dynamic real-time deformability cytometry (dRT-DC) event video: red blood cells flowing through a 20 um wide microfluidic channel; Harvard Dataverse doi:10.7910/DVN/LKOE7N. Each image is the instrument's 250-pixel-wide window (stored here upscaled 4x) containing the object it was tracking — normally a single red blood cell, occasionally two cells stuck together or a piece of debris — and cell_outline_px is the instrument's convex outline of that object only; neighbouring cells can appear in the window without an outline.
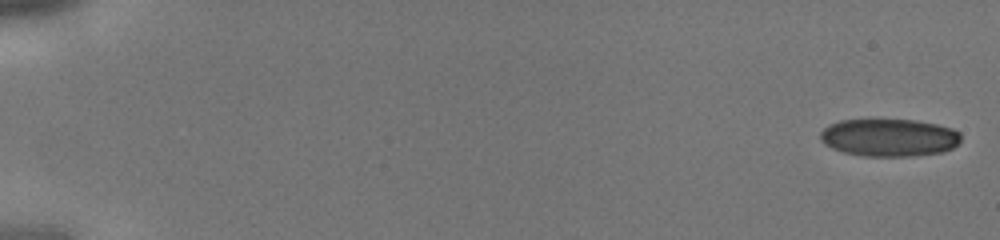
{"species": "human", "species_latin": "Homo sapiens", "temperature_condition": "cold", "stored_images_in_passage": 7, "camera_frame_rate_fps": 3000, "um_per_image_px": 0.085, "donor": {"sex": "male"}, "frame": {"image": 1, "passage_image": 1, "time_ms": 0.0, "image_size_px": [1000, 240], "cell_outline_px": [[960, 140], [952, 148], [944, 152], [916, 156], [864, 156], [844, 152], [832, 148], [824, 144], [820, 140], [820, 132], [828, 124], [840, 120], [916, 120], [936, 124], [952, 128], [960, 132]], "centroid_in_image_um": [75.57, 11.7], "position_along_channel_um": 9.4, "area_um2": 30.98}}
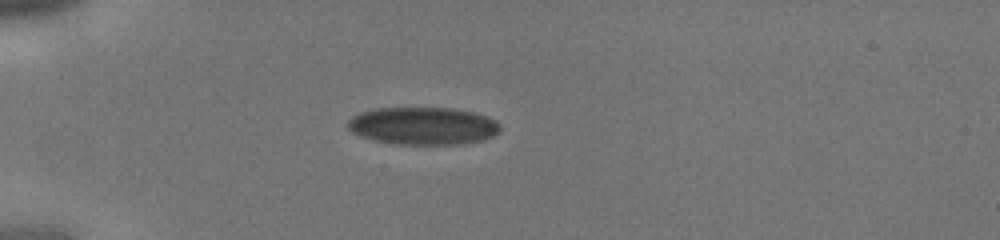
{"frame": {"image": 2, "passage_image": 5, "time_ms": 1.333, "image_size_px": [1000, 240], "cell_outline_px": [[500, 132], [484, 140], [460, 144], [396, 144], [376, 140], [360, 136], [352, 132], [348, 128], [348, 120], [352, 116], [360, 112], [376, 108], [452, 108], [472, 112], [488, 116], [496, 120], [500, 124]], "centroid_in_image_um": [35.98, 10.7], "position_along_channel_um": 49.0, "area_um2": 33.47}}
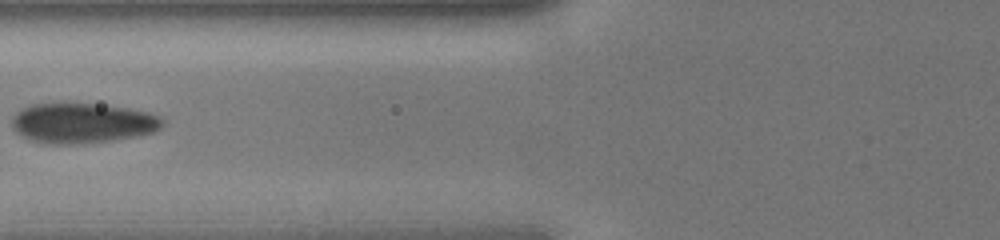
{"frame": {"image": 3, "passage_image": 7, "time_ms": 2.0, "image_size_px": [1000, 240], "cell_outline_px": [[164, 124], [160, 128], [152, 132], [136, 136], [112, 140], [76, 144], [44, 144], [28, 140], [16, 132], [12, 128], [12, 116], [20, 108], [32, 104], [60, 100], [96, 104], [128, 108], [148, 112], [160, 116], [164, 120]], "centroid_in_image_um": [6.92, 10.43], "position_along_channel_um": 118.9, "area_um2": 36.24}}